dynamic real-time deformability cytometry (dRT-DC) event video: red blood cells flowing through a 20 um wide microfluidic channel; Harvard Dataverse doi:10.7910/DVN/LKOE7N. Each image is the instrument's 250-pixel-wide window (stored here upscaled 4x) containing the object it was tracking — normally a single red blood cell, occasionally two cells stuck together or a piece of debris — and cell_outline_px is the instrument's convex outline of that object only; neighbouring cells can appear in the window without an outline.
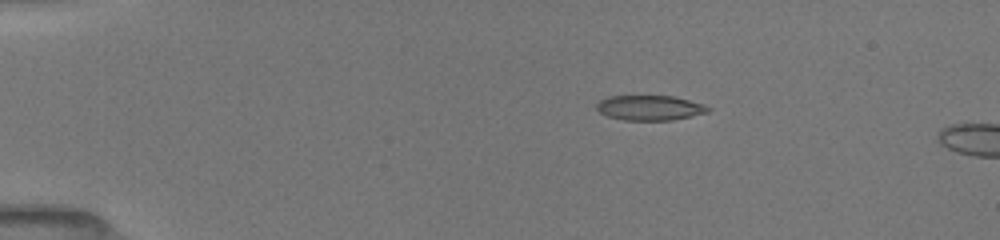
{"species": "common noctule bat (a hibernating species)", "species_latin": "Nyctalus noctula", "temperature_condition": "room temperature", "stored_images_in_passage": 8, "camera_frame_rate_fps": 3000, "um_per_image_px": 0.085, "animal": {"sex": "female", "body_mass_g": 19.5, "forearm_length_mm": 54.1}, "frame": {"image": 1, "passage_image": 3, "time_ms": 1.667, "image_size_px": [1000, 240], "cell_outline_px": [[712, 108], [708, 112], [692, 116], [672, 120], [624, 120], [608, 116], [600, 112], [596, 108], [596, 104], [600, 100], [608, 96], [672, 96], [704, 104]], "centroid_in_image_um": [55.24, 9.16], "position_along_channel_um": 29.8, "area_um2": 16.18}}
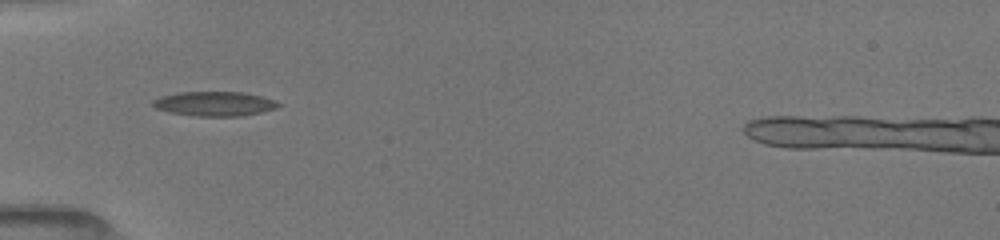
{"frame": {"image": 2, "passage_image": 6, "time_ms": 4.333, "image_size_px": [1000, 240], "cell_outline_px": [[280, 104], [276, 108], [260, 112], [240, 116], [196, 116], [168, 112], [156, 108], [152, 104], [152, 100], [160, 96], [176, 92], [244, 92], [260, 96], [272, 100]], "centroid_in_image_um": [18.16, 8.81], "position_along_channel_um": 66.8, "area_um2": 17.8}}
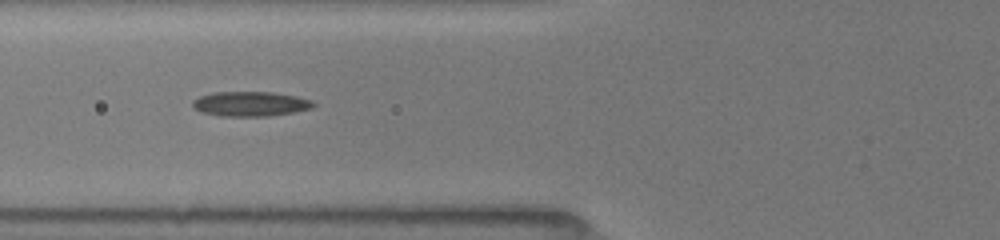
{"frame": {"image": 3, "passage_image": 7, "time_ms": 5.333, "image_size_px": [1000, 240], "cell_outline_px": [[316, 104], [312, 108], [292, 112], [268, 116], [220, 116], [200, 112], [192, 108], [192, 100], [200, 96], [212, 92], [272, 92], [296, 96], [312, 100]], "centroid_in_image_um": [21.24, 8.83], "position_along_channel_um": 104.6, "area_um2": 17.51}}